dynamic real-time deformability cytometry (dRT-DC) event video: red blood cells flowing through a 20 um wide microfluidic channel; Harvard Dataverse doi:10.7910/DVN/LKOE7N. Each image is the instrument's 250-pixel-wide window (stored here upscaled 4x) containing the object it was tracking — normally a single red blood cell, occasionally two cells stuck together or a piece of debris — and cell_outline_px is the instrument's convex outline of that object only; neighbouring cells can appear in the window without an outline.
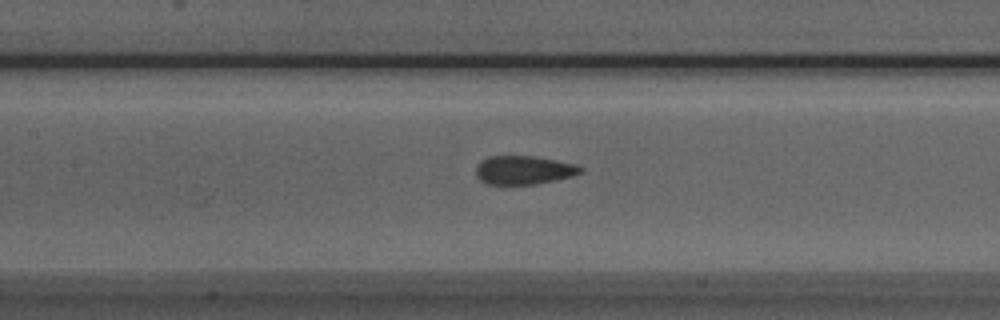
{"species": "Egyptian fruit bat (a non-hibernating species)", "species_latin": "Rousettus aegyptiacus", "temperature_condition": "room temperature", "stored_images_in_passage": 46, "camera_frame_rate_fps": 3000, "um_per_image_px": 0.085, "animal": {"sex": "male"}, "frame": {"image": 1, "passage_image": 22, "time_ms": 7.0, "image_size_px": [1000, 320], "cell_outline_px": [[584, 172], [572, 176], [536, 184], [488, 184], [480, 180], [476, 176], [476, 168], [480, 160], [488, 156], [532, 156], [572, 164], [584, 168]], "centroid_in_image_um": [44.48, 14.46], "position_along_channel_um": 162.9, "area_um2": 17.28}}
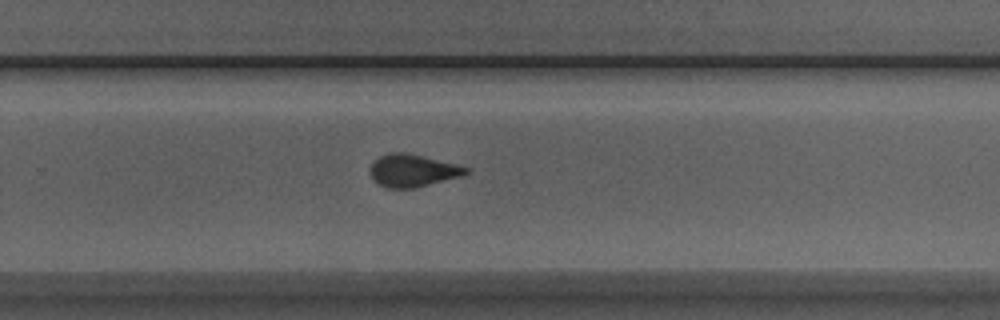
{"frame": {"image": 2, "passage_image": 32, "time_ms": 10.333, "image_size_px": [1000, 320], "cell_outline_px": [[468, 172], [460, 176], [416, 188], [388, 188], [372, 180], [372, 164], [380, 156], [388, 152], [404, 152], [456, 164], [468, 168]], "centroid_in_image_um": [35.06, 14.5], "position_along_channel_um": 294.7, "area_um2": 17.74}}
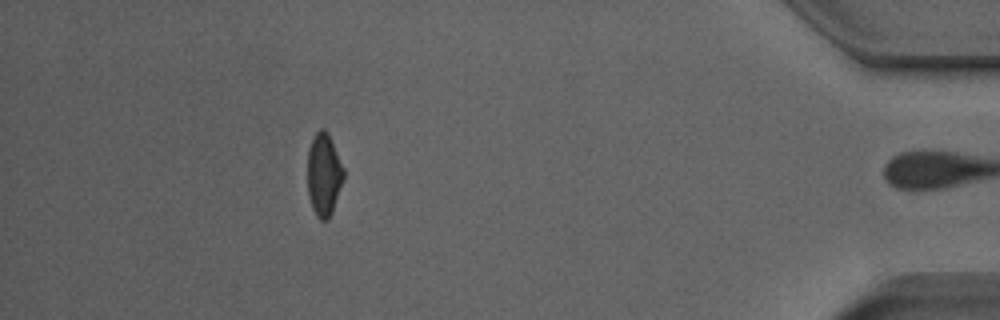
{"frame": {"image": 3, "passage_image": 45, "time_ms": 14.667, "image_size_px": [1000, 320], "cell_outline_px": [[344, 176], [332, 212], [328, 220], [320, 220], [316, 216], [312, 208], [308, 192], [308, 148], [316, 132], [320, 128], [324, 128], [328, 132], [344, 168]], "centroid_in_image_um": [27.52, 14.83], "position_along_channel_um": 407.7, "area_um2": 17.34}, "authors_computed_cell_mechanics": {"area_um2": 18.3804, "velocity_mm_per_s": 3.9732, "shape_relaxation_time_tau1_ms": null, "shape_relaxation_time_tau2_ms": 0.5961, "deformation_change_tau1": null, "deformation_change_tau2": 0.0653}}